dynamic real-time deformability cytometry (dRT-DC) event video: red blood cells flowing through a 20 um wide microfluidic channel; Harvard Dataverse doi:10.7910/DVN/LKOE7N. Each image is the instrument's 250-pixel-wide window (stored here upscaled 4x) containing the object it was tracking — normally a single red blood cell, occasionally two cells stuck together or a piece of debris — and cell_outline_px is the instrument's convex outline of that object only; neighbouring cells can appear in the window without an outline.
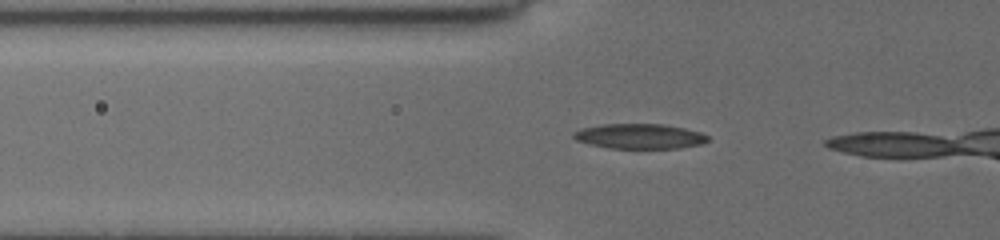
{"species": "common noctule bat (a hibernating species)", "species_latin": "Nyctalus noctula", "temperature_condition": "cold", "stored_images_in_passage": 6, "camera_frame_rate_fps": 3000, "um_per_image_px": 0.085, "animal": {"sex": "female", "body_mass_g": 19.5, "forearm_length_mm": 54.1}, "frame": {"image": 1, "passage_image": 3, "time_ms": 0.667, "image_size_px": [1000, 240], "cell_outline_px": [[708, 140], [700, 144], [676, 148], [612, 148], [592, 144], [576, 140], [572, 136], [576, 132], [584, 128], [604, 124], [660, 124], [700, 132], [708, 136]], "centroid_in_image_um": [54.37, 11.58], "position_along_channel_um": 71.4, "area_um2": 18.96}}